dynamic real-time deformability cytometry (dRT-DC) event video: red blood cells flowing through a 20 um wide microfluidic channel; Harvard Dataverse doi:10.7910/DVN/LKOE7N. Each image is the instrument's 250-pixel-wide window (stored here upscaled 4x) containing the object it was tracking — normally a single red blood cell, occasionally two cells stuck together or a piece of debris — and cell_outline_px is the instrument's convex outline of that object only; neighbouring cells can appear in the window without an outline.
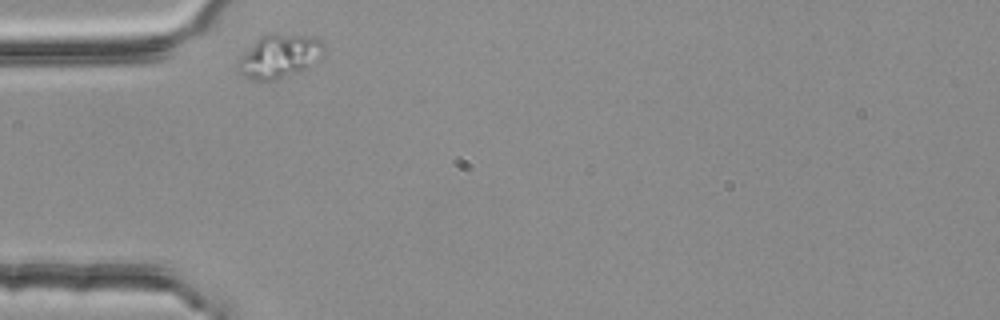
{"species": "common noctule bat (a hibernating species)", "species_latin": "Nyctalus noctula", "temperature_condition": "room temperature", "stored_images_in_passage": 4, "camera_frame_rate_fps": 3000, "um_per_image_px": 0.085, "animal": {"sex": "female", "body_mass_g": 25.1}, "frame": {"image": 1, "passage_image": 1, "time_ms": 0.0, "image_size_px": [1000, 320], "cell_outline_px": [[324, 52], [320, 60], [304, 68], [276, 80], [252, 80], [240, 72], [236, 64], [240, 56], [260, 36], [308, 36], [320, 40], [324, 44]], "centroid_in_image_um": [23.73, 4.81], "position_along_channel_um": 61.3, "area_um2": 21.04}}
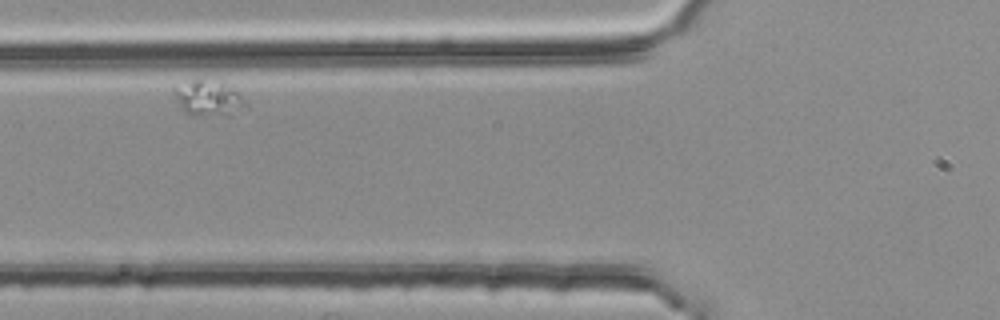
{"frame": {"image": 2, "passage_image": 2, "time_ms": 0.333, "image_size_px": [1000, 320], "cell_outline_px": [[248, 108], [228, 116], [192, 116], [184, 112], [172, 92], [172, 88], [188, 80], [200, 76], [204, 76], [224, 80], [248, 104]], "centroid_in_image_um": [17.71, 8.3], "position_along_channel_um": 108.1, "area_um2": 15.9}}